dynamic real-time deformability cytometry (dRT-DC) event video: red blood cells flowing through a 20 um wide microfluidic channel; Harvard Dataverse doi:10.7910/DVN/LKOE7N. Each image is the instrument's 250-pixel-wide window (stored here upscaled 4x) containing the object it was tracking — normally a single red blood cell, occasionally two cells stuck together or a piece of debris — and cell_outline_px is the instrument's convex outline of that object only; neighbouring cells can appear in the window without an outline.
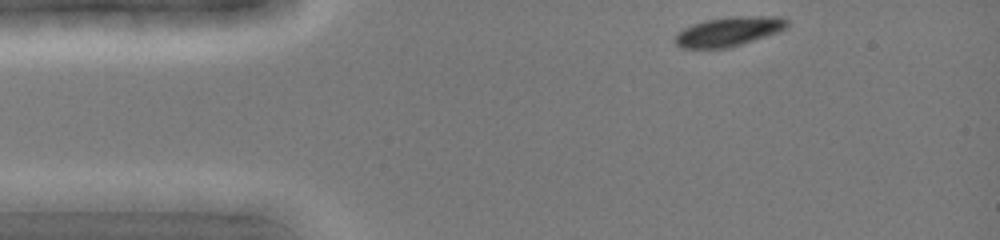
{"species": "common noctule bat (a hibernating species)", "species_latin": "Nyctalus noctula", "temperature_condition": "cold", "stored_images_in_passage": 34, "camera_frame_rate_fps": 3000, "um_per_image_px": 0.085, "animal": {"sex": "female", "body_mass_g": 19.0, "forearm_length_mm": 51.5}, "frame": {"image": 1, "passage_image": 1, "time_ms": 0.0, "image_size_px": [1000, 240], "cell_outline_px": [[788, 28], [780, 32], [728, 48], [680, 48], [672, 40], [676, 32], [692, 24], [708, 20], [736, 16], [780, 16], [788, 20]], "centroid_in_image_um": [61.94, 2.68], "position_along_channel_um": 23.1, "area_um2": 19.36}}
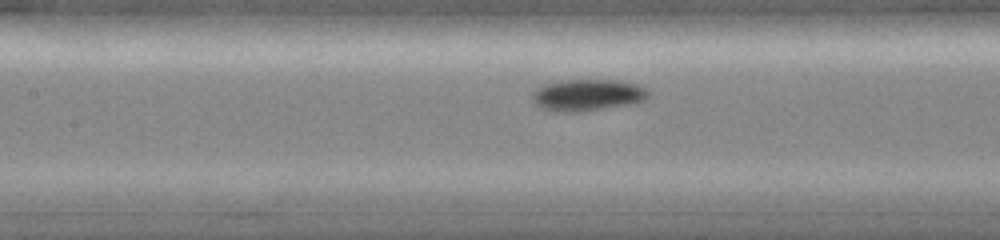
{"frame": {"image": 2, "passage_image": 14, "time_ms": 4.333, "image_size_px": [1000, 240], "cell_outline_px": [[648, 96], [644, 100], [632, 104], [580, 112], [556, 112], [540, 108], [532, 100], [532, 92], [536, 88], [544, 84], [560, 80], [620, 80], [636, 84], [644, 88], [648, 92]], "centroid_in_image_um": [49.89, 8.08], "position_along_channel_um": 157.5, "area_um2": 21.62}}
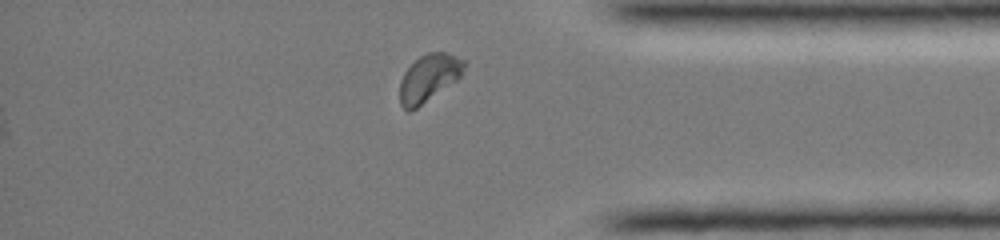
{"frame": {"image": 3, "passage_image": 31, "time_ms": 10.0, "image_size_px": [1000, 240], "cell_outline_px": [[468, 64], [460, 76], [456, 80], [416, 108], [408, 112], [400, 104], [400, 80], [404, 72], [420, 56], [428, 52], [444, 52], [464, 60]], "centroid_in_image_um": [36.45, 6.61], "position_along_channel_um": 398.8, "area_um2": 17.46}}